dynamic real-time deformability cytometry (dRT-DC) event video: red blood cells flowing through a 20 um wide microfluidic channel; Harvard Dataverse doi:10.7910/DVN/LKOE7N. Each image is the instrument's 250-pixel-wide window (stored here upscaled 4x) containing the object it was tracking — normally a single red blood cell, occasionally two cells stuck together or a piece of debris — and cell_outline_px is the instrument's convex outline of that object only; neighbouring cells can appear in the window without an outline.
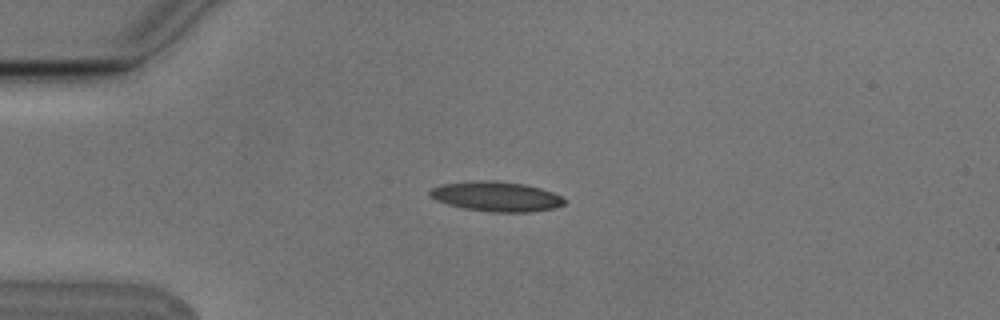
{"species": "Egyptian fruit bat (a non-hibernating species)", "species_latin": "Rousettus aegyptiacus", "temperature_condition": "cold", "stored_images_in_passage": 7, "camera_frame_rate_fps": 3000, "um_per_image_px": 0.085, "animal": {"sex": "male"}, "frame": {"image": 1, "passage_image": 3, "time_ms": 0.667, "image_size_px": [1000, 320], "cell_outline_px": [[564, 204], [556, 208], [532, 212], [492, 212], [464, 208], [448, 204], [436, 200], [428, 192], [432, 188], [440, 184], [480, 180], [496, 180], [524, 184], [540, 188], [552, 192], [560, 196], [564, 200]], "centroid_in_image_um": [42.19, 16.7], "position_along_channel_um": 42.8, "area_um2": 23.35}}
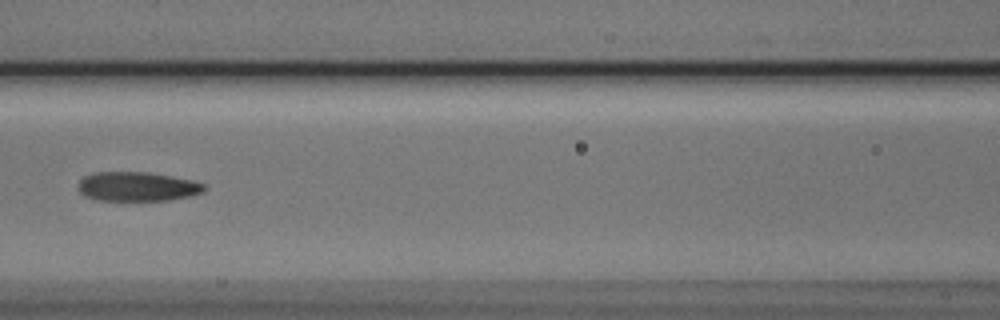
{"frame": {"image": 2, "passage_image": 6, "time_ms": 1.667, "image_size_px": [1000, 320], "cell_outline_px": [[208, 188], [204, 192], [188, 196], [168, 200], [96, 200], [84, 196], [76, 188], [80, 180], [84, 176], [92, 172], [148, 172], [192, 180], [204, 184]], "centroid_in_image_um": [11.64, 15.85], "position_along_channel_um": 155.0, "area_um2": 21.62}}
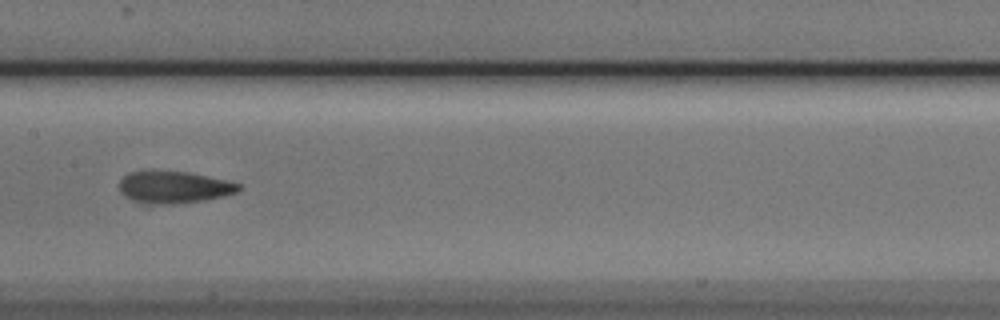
{"frame": {"image": 3, "passage_image": 7, "time_ms": 2.0, "image_size_px": [1000, 320], "cell_outline_px": [[244, 188], [236, 192], [224, 196], [204, 200], [172, 204], [160, 204], [132, 200], [124, 196], [120, 192], [120, 180], [128, 172], [188, 172], [224, 180], [240, 184]], "centroid_in_image_um": [14.8, 15.92], "position_along_channel_um": 192.6, "area_um2": 21.79}}